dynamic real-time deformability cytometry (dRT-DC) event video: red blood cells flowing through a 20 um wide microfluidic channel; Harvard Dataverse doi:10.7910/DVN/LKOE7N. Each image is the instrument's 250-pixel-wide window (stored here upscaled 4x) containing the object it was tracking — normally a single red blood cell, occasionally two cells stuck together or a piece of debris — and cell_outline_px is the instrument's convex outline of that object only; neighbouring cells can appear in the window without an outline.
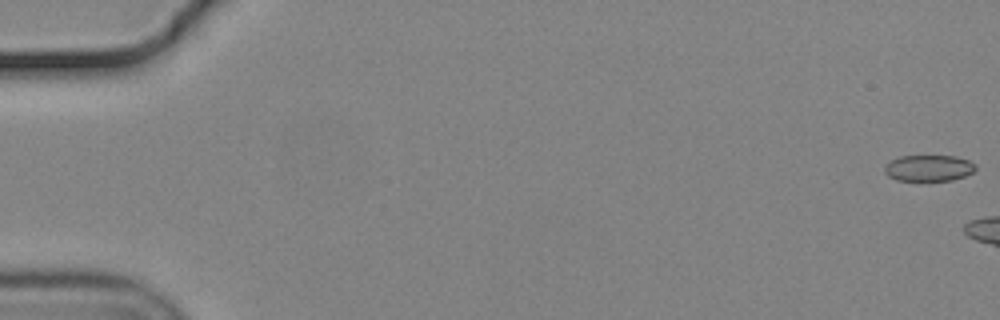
{"species": "common noctule bat (a hibernating species)", "species_latin": "Nyctalus noctula", "temperature_condition": "cold", "stored_images_in_passage": 6, "camera_frame_rate_fps": 3000, "um_per_image_px": 0.085, "animal": {"sex": "male", "body_mass_g": 19.2, "forearm_length_mm": 51.8}, "frame": {"image": 1, "passage_image": 1, "time_ms": 0.0, "image_size_px": [1000, 320], "cell_outline_px": [[976, 168], [972, 172], [964, 176], [952, 180], [896, 180], [888, 176], [884, 172], [884, 164], [900, 156], [956, 156], [968, 160], [976, 164]], "centroid_in_image_um": [78.92, 14.28], "position_along_channel_um": 6.1, "area_um2": 13.87}}